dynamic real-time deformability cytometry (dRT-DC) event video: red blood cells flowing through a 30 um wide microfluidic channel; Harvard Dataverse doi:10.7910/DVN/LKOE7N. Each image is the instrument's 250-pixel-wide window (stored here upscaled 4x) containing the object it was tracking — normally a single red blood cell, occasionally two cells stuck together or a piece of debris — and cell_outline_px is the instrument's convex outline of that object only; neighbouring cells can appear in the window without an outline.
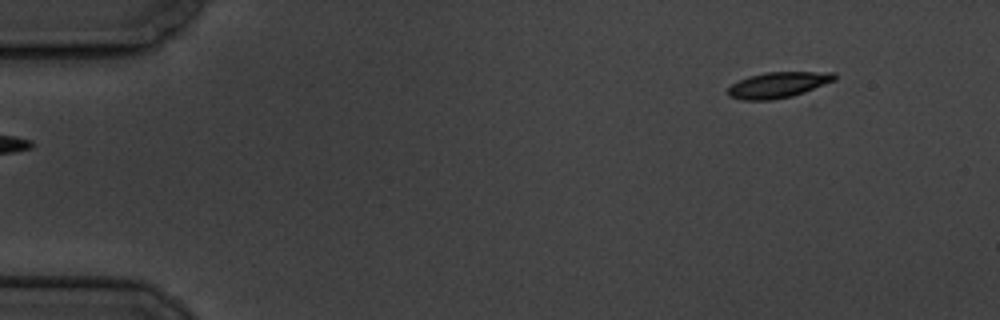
{"species": "common noctule bat (a hibernating species)", "species_latin": "Nyctalus noctula", "temperature_condition": "cold", "stored_images_in_passage": 53, "camera_frame_rate_fps": 3000, "um_per_image_px": 0.085, "animal": {"sex": "male", "body_mass_g": 19.5, "forearm_length_mm": 54.6}, "frame": {"image": 1, "passage_image": 1, "time_ms": 0.0, "image_size_px": [1000, 320], "cell_outline_px": [[836, 80], [804, 92], [792, 96], [772, 100], [744, 100], [728, 96], [728, 88], [732, 84], [748, 76], [768, 72], [836, 72]], "centroid_in_image_um": [66.15, 7.21], "position_along_channel_um": 18.8, "area_um2": 15.95}}
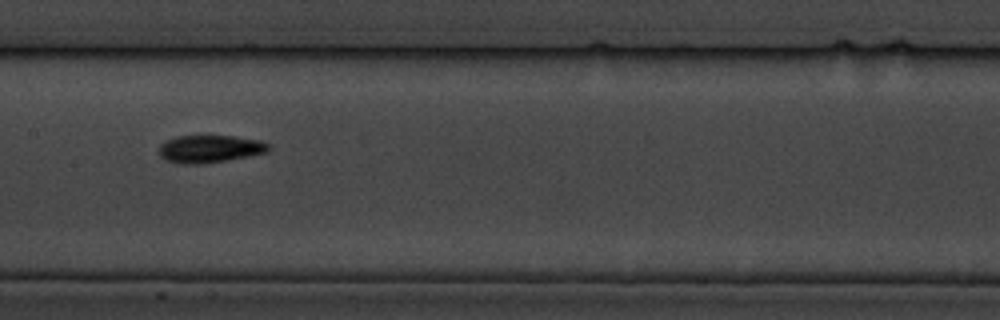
{"frame": {"image": 2, "passage_image": 24, "time_ms": 7.667, "image_size_px": [1000, 320], "cell_outline_px": [[268, 152], [228, 160], [204, 164], [184, 164], [168, 160], [160, 156], [160, 144], [176, 136], [236, 136], [264, 140], [268, 144]], "centroid_in_image_um": [17.88, 12.65], "position_along_channel_um": 189.5, "area_um2": 17.57}}
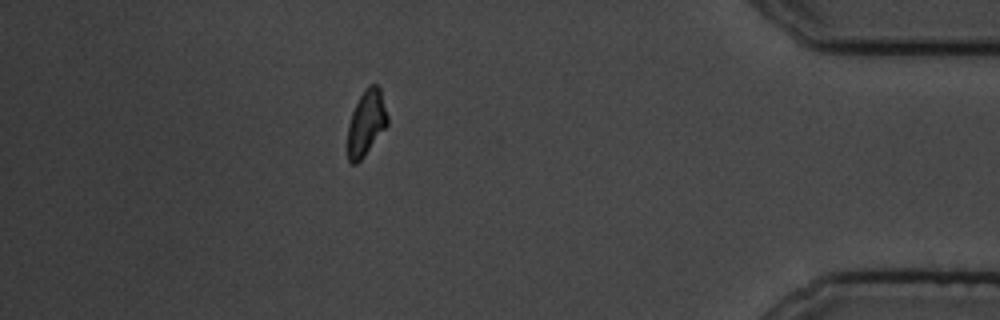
{"frame": {"image": 3, "passage_image": 46, "time_ms": 15.0, "image_size_px": [1000, 320], "cell_outline_px": [[388, 124], [364, 156], [356, 164], [352, 164], [348, 160], [348, 124], [352, 112], [364, 88], [368, 84], [376, 84], [380, 88], [388, 116]], "centroid_in_image_um": [31.13, 10.43], "position_along_channel_um": 404.1, "area_um2": 15.14}, "authors_computed_cell_mechanics": {"area_um2": 16.3574, "velocity_mm_per_s": 3.4863, "shape_relaxation_time_tau1_ms": 2.5821, "shape_relaxation_time_tau2_ms": 3.9359, "deformation_change_tau1": 0.1472, "deformation_change_tau2": 0.0941}}